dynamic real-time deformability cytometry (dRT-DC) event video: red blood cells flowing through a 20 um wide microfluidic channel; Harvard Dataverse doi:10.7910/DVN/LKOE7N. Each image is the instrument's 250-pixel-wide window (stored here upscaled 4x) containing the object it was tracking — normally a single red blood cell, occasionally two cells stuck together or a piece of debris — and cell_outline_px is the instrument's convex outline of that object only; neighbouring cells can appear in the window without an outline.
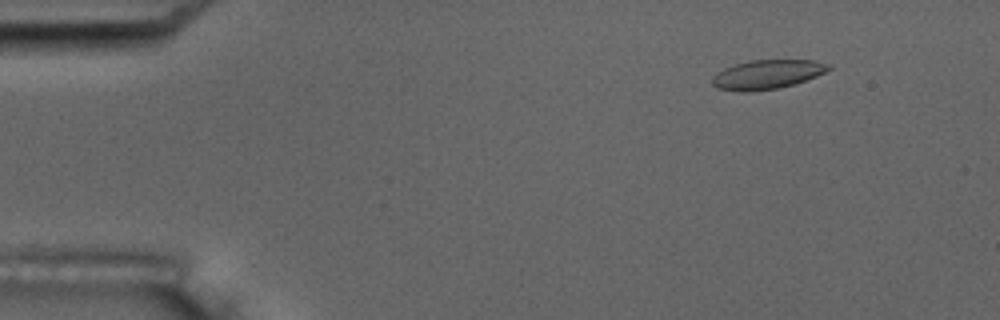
{"species": "common noctule bat (a hibernating species)", "species_latin": "Nyctalus noctula", "temperature_condition": "room temperature", "stored_images_in_passage": 5, "camera_frame_rate_fps": 3000, "um_per_image_px": 0.085, "animal": {"sex": "male", "body_mass_g": 17.5, "forearm_length_mm": 52.3}, "frame": {"image": 1, "passage_image": 2, "time_ms": 1.333, "image_size_px": [1000, 320], "cell_outline_px": [[832, 68], [816, 76], [792, 84], [776, 88], [752, 92], [740, 92], [716, 88], [712, 84], [712, 76], [716, 72], [724, 68], [736, 64], [752, 60], [812, 60], [832, 64]], "centroid_in_image_um": [65.17, 6.33], "position_along_channel_um": 19.8, "area_um2": 19.77}}